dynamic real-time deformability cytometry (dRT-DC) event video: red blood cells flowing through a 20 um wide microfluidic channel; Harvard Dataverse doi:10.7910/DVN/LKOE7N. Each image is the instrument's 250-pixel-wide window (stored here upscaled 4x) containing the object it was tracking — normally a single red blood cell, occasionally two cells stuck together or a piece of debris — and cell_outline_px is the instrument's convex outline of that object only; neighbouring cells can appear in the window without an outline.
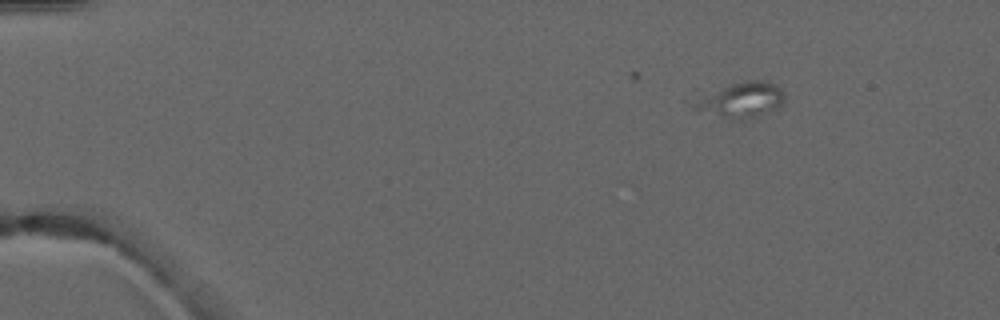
{"species": "common noctule bat (a hibernating species)", "species_latin": "Nyctalus noctula", "temperature_condition": "warm", "stored_images_in_passage": 4, "camera_frame_rate_fps": 3000, "um_per_image_px": 0.085, "animal": {"sex": "male", "forearm_length_mm": 52.5}, "frame": {"image": 1, "passage_image": 1, "time_ms": 0.0, "image_size_px": [1000, 320], "cell_outline_px": [[784, 104], [776, 108], [756, 116], [744, 120], [740, 120], [724, 116], [696, 108], [696, 104], [724, 88], [732, 84], [748, 80], [768, 80], [780, 88], [784, 96]], "centroid_in_image_um": [63.25, 8.48], "position_along_channel_um": 21.7, "area_um2": 16.94}}
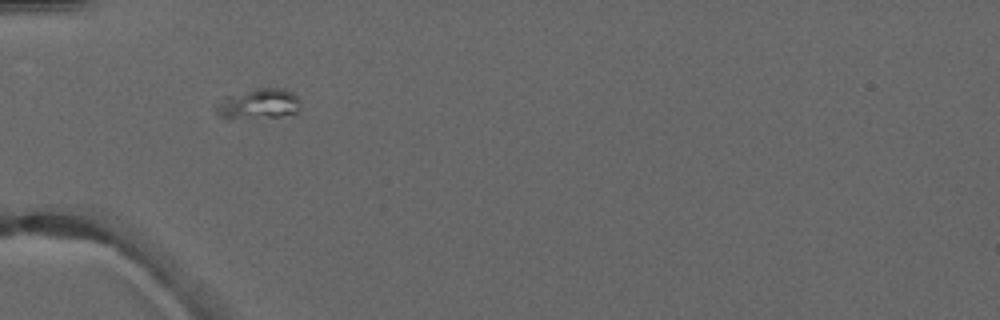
{"frame": {"image": 2, "passage_image": 3, "time_ms": 3.333, "image_size_px": [1000, 320], "cell_outline_px": [[300, 112], [280, 116], [228, 120], [220, 116], [216, 112], [216, 108], [228, 96], [256, 88], [284, 88], [292, 92], [300, 100]], "centroid_in_image_um": [22.04, 8.85], "position_along_channel_um": 63.0, "area_um2": 14.91}}